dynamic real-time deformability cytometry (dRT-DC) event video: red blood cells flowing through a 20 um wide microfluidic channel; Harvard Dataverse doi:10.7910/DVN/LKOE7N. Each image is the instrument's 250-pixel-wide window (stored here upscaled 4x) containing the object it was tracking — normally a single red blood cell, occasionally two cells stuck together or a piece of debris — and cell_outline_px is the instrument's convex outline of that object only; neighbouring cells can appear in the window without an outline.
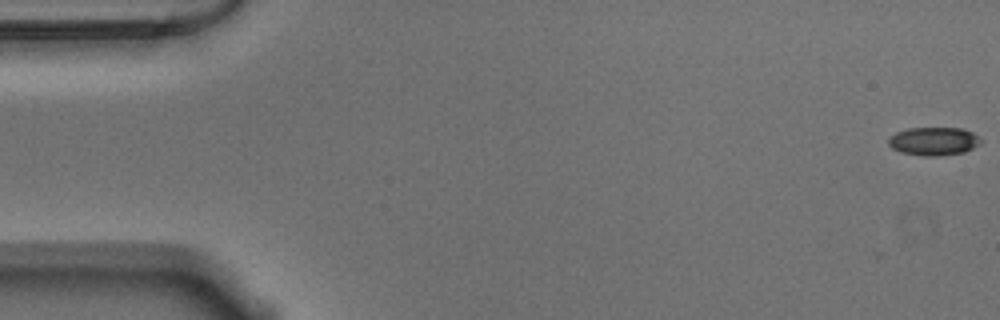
{"species": "Egyptian fruit bat (a non-hibernating species)", "species_latin": "Rousettus aegyptiacus", "temperature_condition": "warm", "stored_images_in_passage": 16, "camera_frame_rate_fps": 3000, "um_per_image_px": 0.085, "animal": {"sex": "male"}, "frame": {"image": 1, "passage_image": 1, "time_ms": 0.0, "image_size_px": [1000, 320], "cell_outline_px": [[984, 140], [980, 144], [964, 152], [936, 156], [924, 156], [900, 152], [892, 148], [888, 144], [888, 140], [896, 132], [908, 128], [964, 128], [972, 132]], "centroid_in_image_um": [79.39, 12.0], "position_along_channel_um": 5.6, "area_um2": 15.26}}
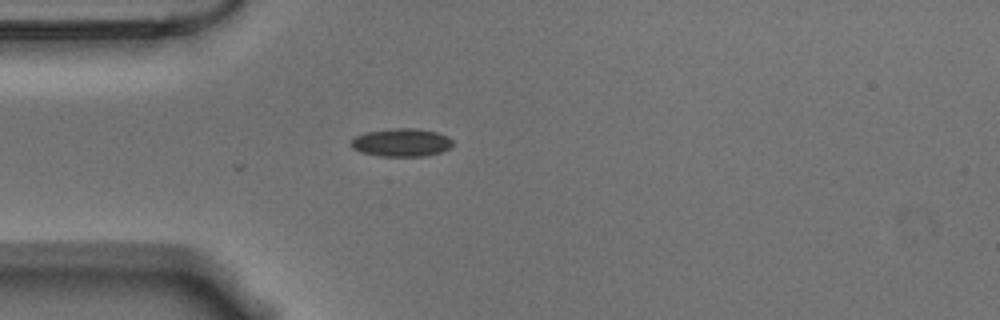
{"frame": {"image": 2, "passage_image": 16, "time_ms": 5.0, "image_size_px": [1000, 320], "cell_outline_px": [[452, 144], [448, 148], [440, 152], [424, 156], [380, 156], [360, 152], [352, 148], [348, 144], [348, 140], [364, 132], [396, 128], [416, 128], [436, 132], [448, 136], [452, 140]], "centroid_in_image_um": [34.05, 12.11], "position_along_channel_um": 50.9, "area_um2": 16.76}}